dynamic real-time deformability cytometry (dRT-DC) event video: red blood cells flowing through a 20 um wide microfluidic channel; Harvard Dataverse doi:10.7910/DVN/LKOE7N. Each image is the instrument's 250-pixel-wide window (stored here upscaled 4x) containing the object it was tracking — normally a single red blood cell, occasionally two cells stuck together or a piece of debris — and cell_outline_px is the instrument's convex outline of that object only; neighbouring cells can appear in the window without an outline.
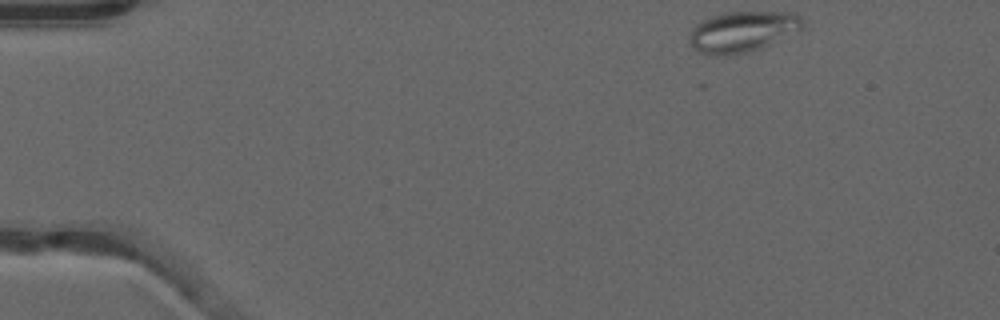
{"species": "common noctule bat (a hibernating species)", "species_latin": "Nyctalus noctula", "temperature_condition": "warm", "stored_images_in_passage": 9, "camera_frame_rate_fps": 3000, "um_per_image_px": 0.085, "animal": {"sex": "male", "forearm_length_mm": 52.5}, "frame": {"image": 1, "passage_image": 1, "time_ms": 0.0, "image_size_px": [1000, 320], "cell_outline_px": [[804, 28], [768, 44], [748, 52], [724, 56], [716, 56], [700, 52], [692, 48], [688, 40], [688, 36], [692, 28], [696, 24], [712, 16], [724, 12], [796, 12], [804, 20]], "centroid_in_image_um": [63.09, 2.68], "position_along_channel_um": 21.9, "area_um2": 26.93}}